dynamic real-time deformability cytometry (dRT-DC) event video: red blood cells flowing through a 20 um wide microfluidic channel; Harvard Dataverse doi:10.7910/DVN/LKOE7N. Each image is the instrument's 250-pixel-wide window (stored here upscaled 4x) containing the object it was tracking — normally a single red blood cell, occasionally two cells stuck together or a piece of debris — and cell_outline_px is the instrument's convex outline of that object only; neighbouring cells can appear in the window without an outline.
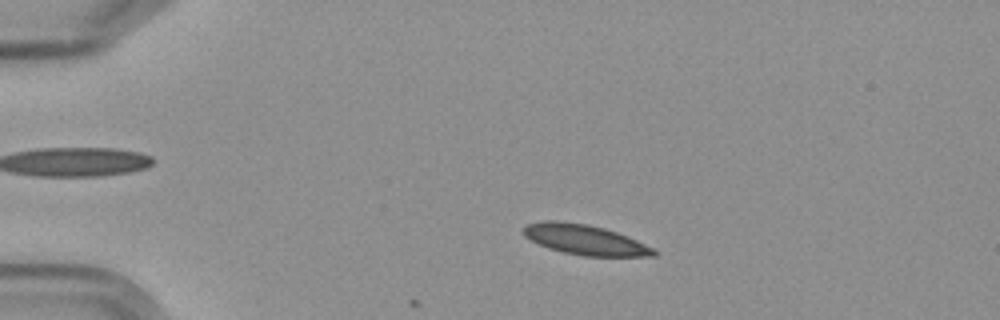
{"species": "Egyptian fruit bat (a non-hibernating species)", "species_latin": "Rousettus aegyptiacus", "temperature_condition": "cold", "stored_images_in_passage": 5, "camera_frame_rate_fps": 3000, "um_per_image_px": 0.085, "frame": {"image": 1, "passage_image": 3, "time_ms": 2.333, "image_size_px": [1000, 320], "cell_outline_px": [[660, 252], [656, 256], [584, 256], [564, 252], [548, 248], [524, 236], [524, 228], [528, 224], [544, 220], [556, 220], [588, 224], [604, 228], [628, 236], [656, 248]], "centroid_in_image_um": [49.8, 20.38], "position_along_channel_um": 35.2, "area_um2": 22.95}}
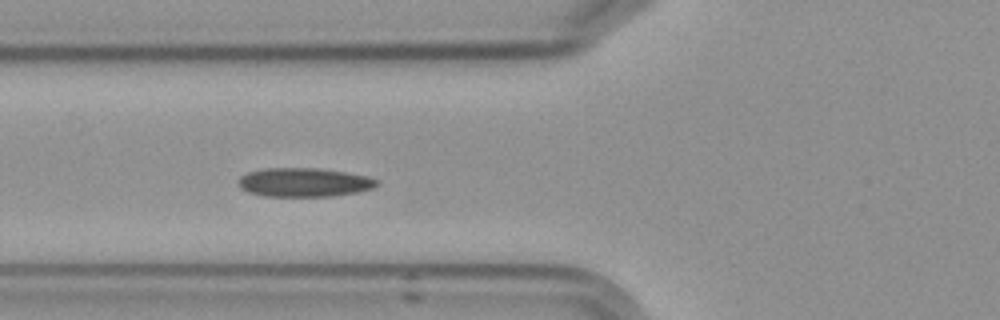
{"frame": {"image": 2, "passage_image": 5, "time_ms": 5.667, "image_size_px": [1000, 320], "cell_outline_px": [[380, 184], [372, 188], [360, 192], [332, 196], [264, 196], [248, 192], [240, 188], [236, 184], [236, 180], [240, 176], [248, 172], [264, 168], [316, 168], [344, 172], [368, 176], [380, 180]], "centroid_in_image_um": [25.83, 15.5], "position_along_channel_um": 100.0, "area_um2": 23.58}}